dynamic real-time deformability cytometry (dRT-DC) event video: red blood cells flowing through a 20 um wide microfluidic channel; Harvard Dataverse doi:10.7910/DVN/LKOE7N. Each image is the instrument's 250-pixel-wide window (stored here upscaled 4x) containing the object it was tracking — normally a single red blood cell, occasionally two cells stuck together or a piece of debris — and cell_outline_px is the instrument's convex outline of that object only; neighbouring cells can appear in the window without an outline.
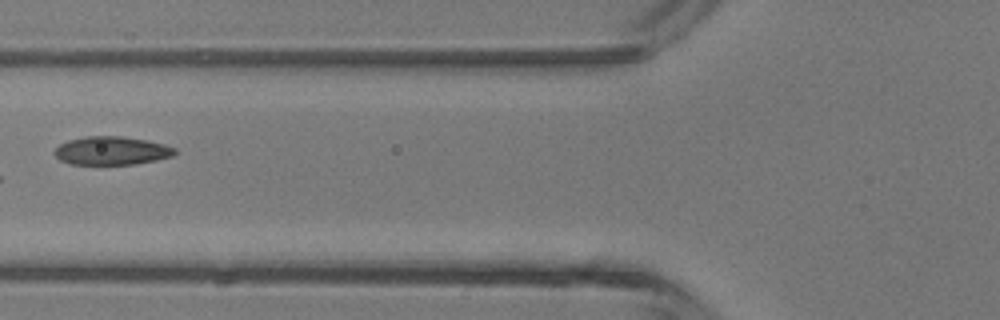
{"species": "common noctule bat (a hibernating species)", "species_latin": "Nyctalus noctula", "temperature_condition": "room temperature", "stored_images_in_passage": 6, "camera_frame_rate_fps": 3000, "um_per_image_px": 0.085, "animal": {"sex": "male", "body_mass_g": 13.3}, "frame": {"image": 1, "passage_image": 6, "time_ms": 5.667, "image_size_px": [1000, 320], "cell_outline_px": [[176, 152], [172, 156], [156, 160], [136, 164], [72, 164], [60, 160], [52, 152], [60, 144], [68, 140], [84, 136], [124, 136], [148, 140], [164, 144], [176, 148]], "centroid_in_image_um": [9.49, 12.8], "position_along_channel_um": 116.3, "area_um2": 20.0}}